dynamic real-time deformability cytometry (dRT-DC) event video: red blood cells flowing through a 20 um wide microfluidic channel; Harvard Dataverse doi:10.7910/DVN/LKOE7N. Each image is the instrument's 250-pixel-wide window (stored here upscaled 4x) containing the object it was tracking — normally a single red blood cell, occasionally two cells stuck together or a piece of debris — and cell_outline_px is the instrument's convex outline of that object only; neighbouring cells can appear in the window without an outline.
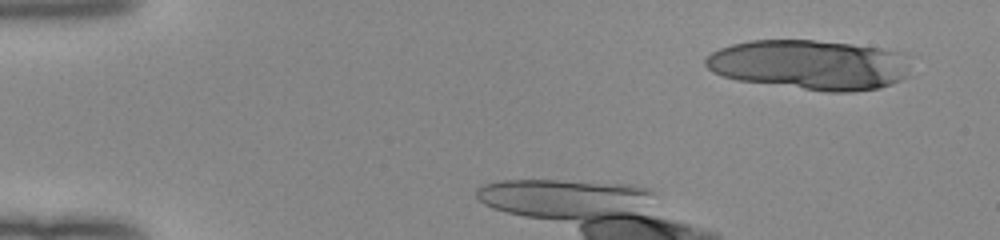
{"species": "human", "species_latin": "Homo sapiens", "temperature_condition": "room temperature", "stored_images_in_passage": 11, "camera_frame_rate_fps": 3000, "um_per_image_px": 0.085, "donor": {"sex": "female"}, "frame": {"image": 1, "passage_image": 4, "time_ms": 1.0, "image_size_px": [1000, 240], "cell_outline_px": [[912, 56], [908, 76], [892, 84], [880, 88], [852, 92], [828, 92], [736, 80], [712, 72], [704, 64], [704, 56], [720, 48], [732, 44], [752, 40], [812, 40], [852, 44], [880, 48], [904, 52]], "centroid_in_image_um": [68.89, 5.5], "position_along_channel_um": 16.1, "area_um2": 60.4}}